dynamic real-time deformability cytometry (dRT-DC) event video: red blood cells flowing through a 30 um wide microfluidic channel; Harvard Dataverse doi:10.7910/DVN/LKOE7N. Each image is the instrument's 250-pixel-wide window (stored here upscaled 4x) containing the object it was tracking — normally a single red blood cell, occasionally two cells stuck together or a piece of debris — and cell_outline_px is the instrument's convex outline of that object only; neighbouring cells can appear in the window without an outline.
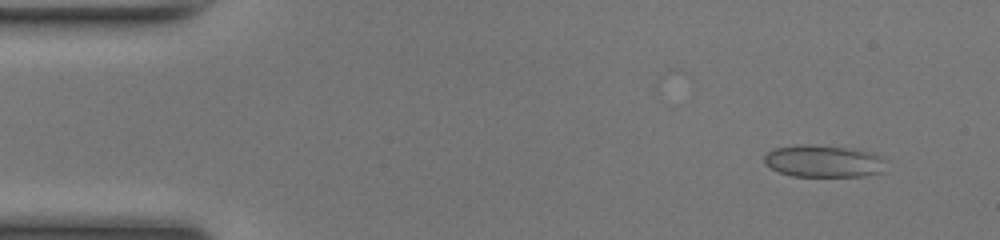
{"species": "common noctule bat (a hibernating species)", "species_latin": "Nyctalus noctula", "temperature_condition": "room temperature", "stored_images_in_passage": 48, "camera_frame_rate_fps": 3000, "um_per_image_px": 0.085, "animal": {"sex": "female", "body_mass_g": 17.0, "forearm_length_mm": 48.0}, "frame": {"image": 1, "passage_image": 3, "time_ms": 0.667, "image_size_px": [1000, 240], "cell_outline_px": [[888, 160], [884, 172], [864, 176], [792, 176], [780, 172], [764, 164], [764, 156], [768, 152], [776, 148], [800, 144], [808, 144], [848, 148], [876, 152], [884, 156]], "centroid_in_image_um": [70.1, 13.7], "position_along_channel_um": 14.9, "area_um2": 23.24}}
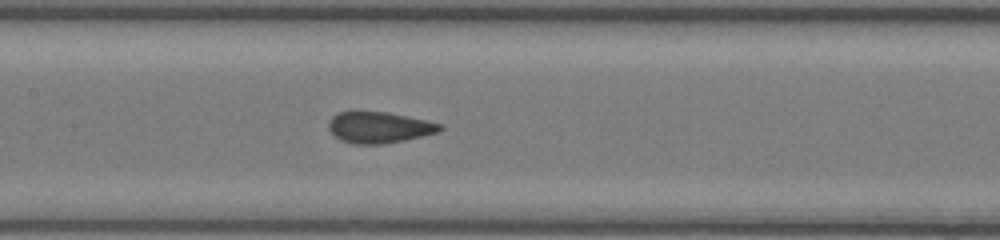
{"frame": {"image": 2, "passage_image": 22, "time_ms": 7.0, "image_size_px": [1000, 240], "cell_outline_px": [[444, 128], [440, 132], [404, 140], [384, 144], [352, 144], [340, 140], [328, 128], [328, 120], [332, 116], [340, 112], [388, 112], [444, 124]], "centroid_in_image_um": [32.25, 10.84], "position_along_channel_um": 175.1, "area_um2": 20.29}}
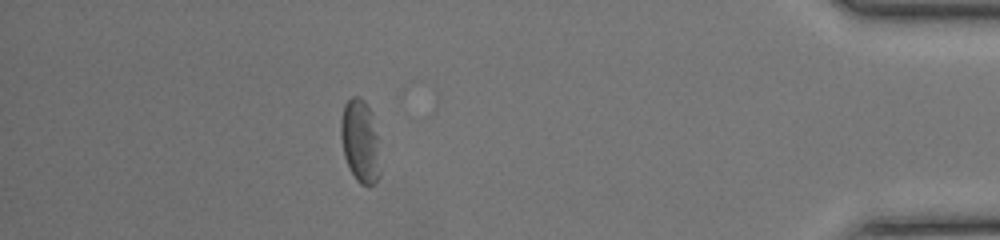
{"frame": {"image": 3, "passage_image": 42, "time_ms": 13.667, "image_size_px": [1000, 240], "cell_outline_px": [[380, 176], [376, 184], [360, 184], [356, 180], [344, 156], [340, 136], [340, 120], [344, 104], [352, 96], [356, 96], [364, 100], [372, 112], [380, 140]], "centroid_in_image_um": [30.65, 11.98], "position_along_channel_um": 404.6, "area_um2": 19.65}, "authors_computed_cell_mechanics": {"area_um2": 20.6924, "velocity_mm_per_s": 4.22, "shape_relaxation_time_tau1_ms": 4.1791, "shape_relaxation_time_tau2_ms": 0.4862, "deformation_change_tau1": 0.1277, "deformation_change_tau2": 0.0408}}